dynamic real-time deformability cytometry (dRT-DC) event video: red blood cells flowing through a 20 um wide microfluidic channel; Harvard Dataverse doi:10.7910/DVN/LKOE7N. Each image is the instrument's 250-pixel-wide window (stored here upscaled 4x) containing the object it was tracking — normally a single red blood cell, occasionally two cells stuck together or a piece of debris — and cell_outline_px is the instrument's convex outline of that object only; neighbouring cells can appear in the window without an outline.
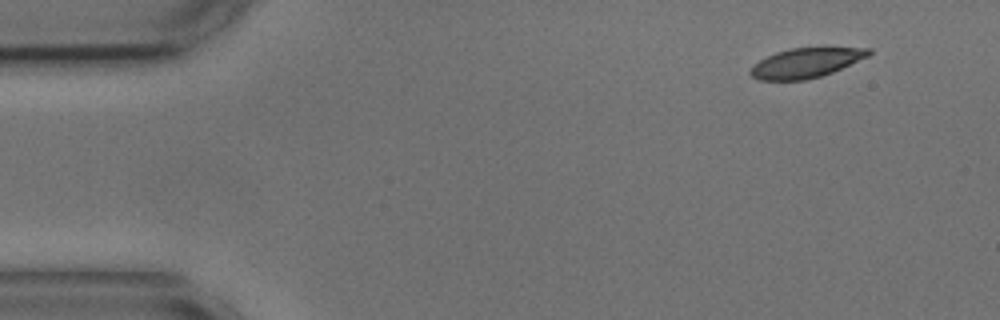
{"species": "common noctule bat (a hibernating species)", "species_latin": "Nyctalus noctula", "temperature_condition": "cold", "stored_images_in_passage": 51, "camera_frame_rate_fps": 3000, "um_per_image_px": 0.085, "animal": {"sex": "male", "body_mass_g": 17.9, "forearm_length_mm": 54.2}, "frame": {"image": 1, "passage_image": 1, "time_ms": 0.0, "image_size_px": [1000, 320], "cell_outline_px": [[872, 52], [868, 56], [832, 72], [820, 76], [804, 80], [760, 80], [752, 76], [748, 72], [760, 60], [776, 52], [788, 48], [816, 44], [872, 48]], "centroid_in_image_um": [68.59, 5.26], "position_along_channel_um": 16.4, "area_um2": 21.27}}
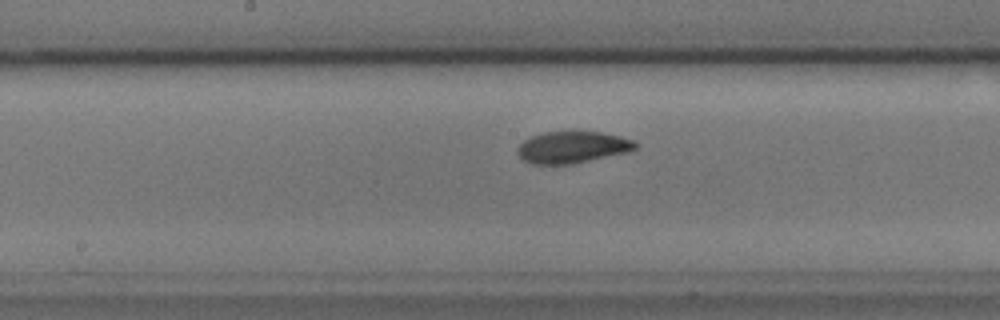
{"frame": {"image": 2, "passage_image": 24, "time_ms": 7.667, "image_size_px": [1000, 320], "cell_outline_px": [[636, 148], [628, 152], [572, 164], [532, 164], [524, 160], [516, 152], [520, 144], [524, 140], [532, 136], [544, 132], [600, 132], [620, 136], [632, 140], [636, 144]], "centroid_in_image_um": [48.64, 12.52], "position_along_channel_um": 199.6, "area_um2": 21.56}}
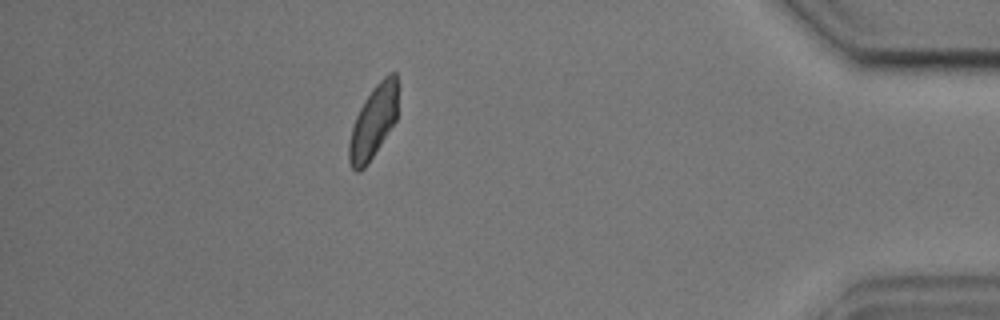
{"frame": {"image": 3, "passage_image": 45, "time_ms": 14.667, "image_size_px": [1000, 320], "cell_outline_px": [[400, 88], [396, 120], [364, 168], [360, 172], [356, 172], [352, 168], [348, 160], [348, 144], [352, 128], [356, 116], [364, 100], [372, 88], [388, 72], [396, 72]], "centroid_in_image_um": [31.77, 10.28], "position_along_channel_um": 403.4, "area_um2": 20.98}, "authors_computed_cell_mechanics": {"area_um2": 21.6172, "velocity_mm_per_s": 3.5831, "shape_relaxation_time_tau1_ms": 3.745, "shape_relaxation_time_tau2_ms": 2.314, "deformation_change_tau1": 0.1285, "deformation_change_tau2": 0.0505}}